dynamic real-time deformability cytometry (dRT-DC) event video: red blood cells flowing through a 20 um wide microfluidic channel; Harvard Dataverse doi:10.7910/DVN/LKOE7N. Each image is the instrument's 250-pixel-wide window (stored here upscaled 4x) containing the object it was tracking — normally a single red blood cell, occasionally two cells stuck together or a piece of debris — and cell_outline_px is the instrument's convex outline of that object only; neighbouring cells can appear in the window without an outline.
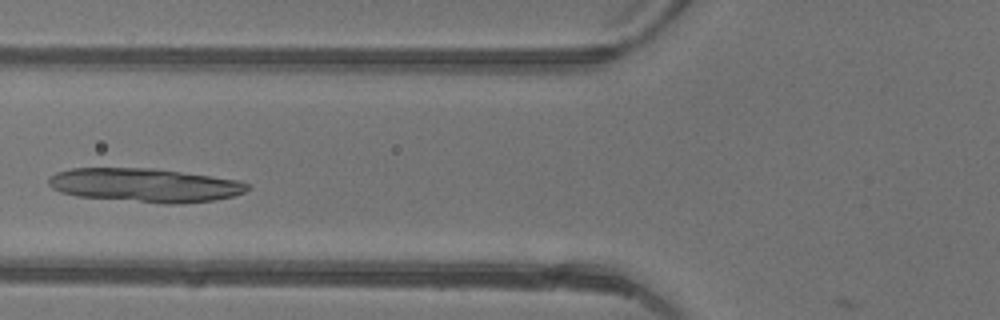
{"species": "common noctule bat (a hibernating species)", "species_latin": "Nyctalus noctula", "temperature_condition": "warm", "stored_images_in_passage": 35, "camera_frame_rate_fps": 3000, "um_per_image_px": 0.085, "animal": {"sex": "female"}, "frame": {"image": 1, "passage_image": 9, "time_ms": 2.667, "image_size_px": [1000, 320], "cell_outline_px": [[252, 184], [244, 192], [232, 196], [212, 200], [180, 204], [164, 204], [76, 196], [60, 192], [52, 188], [48, 184], [48, 180], [56, 172], [72, 168], [156, 168], [236, 180]], "centroid_in_image_um": [12.29, 15.74], "position_along_channel_um": 113.5, "area_um2": 39.13}}
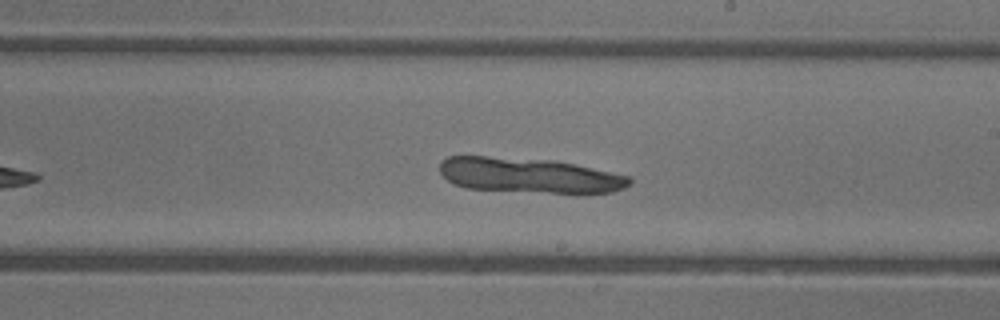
{"frame": {"image": 2, "passage_image": 18, "time_ms": 5.667, "image_size_px": [1000, 320], "cell_outline_px": [[632, 184], [624, 188], [612, 192], [584, 196], [576, 196], [468, 188], [452, 184], [440, 172], [440, 160], [448, 156], [484, 156], [552, 160], [632, 176]], "centroid_in_image_um": [45.08, 14.96], "position_along_channel_um": 243.9, "area_um2": 40.11}}
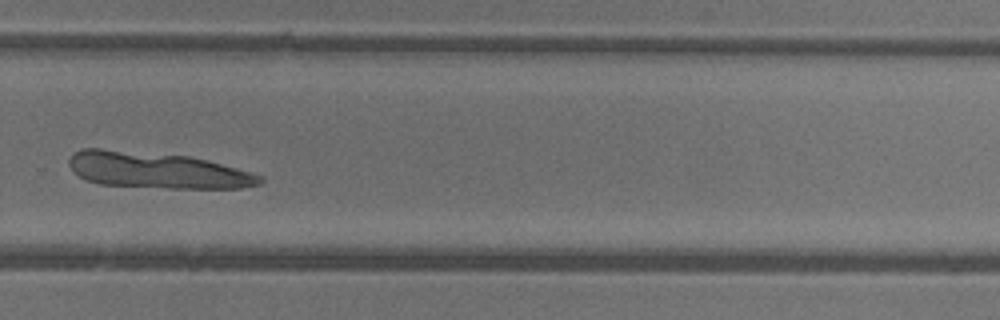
{"frame": {"image": 3, "passage_image": 23, "time_ms": 7.333, "image_size_px": [1000, 320], "cell_outline_px": [[264, 184], [240, 188], [168, 188], [100, 184], [88, 180], [80, 176], [68, 164], [68, 160], [72, 152], [80, 148], [100, 148], [188, 156], [208, 160], [252, 172], [264, 176]], "centroid_in_image_um": [13.39, 14.47], "position_along_channel_um": 316.4, "area_um2": 40.34}}